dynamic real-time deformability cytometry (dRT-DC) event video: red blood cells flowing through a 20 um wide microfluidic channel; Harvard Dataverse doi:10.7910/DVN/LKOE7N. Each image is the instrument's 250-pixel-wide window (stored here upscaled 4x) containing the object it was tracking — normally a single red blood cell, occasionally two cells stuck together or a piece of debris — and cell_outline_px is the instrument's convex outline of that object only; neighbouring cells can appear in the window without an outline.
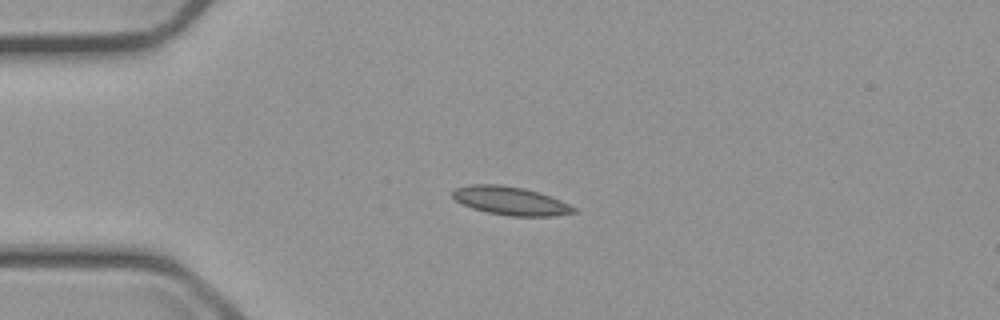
{"species": "common noctule bat (a hibernating species)", "species_latin": "Nyctalus noctula", "temperature_condition": "cold", "stored_images_in_passage": 2, "camera_frame_rate_fps": 3000, "um_per_image_px": 0.085, "animal": {"sex": "male", "body_mass_g": 23.1, "forearm_length_mm": 52.7}, "frame": {"image": 1, "passage_image": 1, "time_ms": 0.0, "image_size_px": [1000, 320], "cell_outline_px": [[580, 212], [552, 216], [508, 216], [488, 212], [472, 208], [456, 200], [452, 196], [452, 192], [456, 188], [468, 184], [500, 184], [524, 188], [540, 192], [560, 200], [576, 208]], "centroid_in_image_um": [43.42, 17.06], "position_along_channel_um": 41.6, "area_um2": 20.11}}